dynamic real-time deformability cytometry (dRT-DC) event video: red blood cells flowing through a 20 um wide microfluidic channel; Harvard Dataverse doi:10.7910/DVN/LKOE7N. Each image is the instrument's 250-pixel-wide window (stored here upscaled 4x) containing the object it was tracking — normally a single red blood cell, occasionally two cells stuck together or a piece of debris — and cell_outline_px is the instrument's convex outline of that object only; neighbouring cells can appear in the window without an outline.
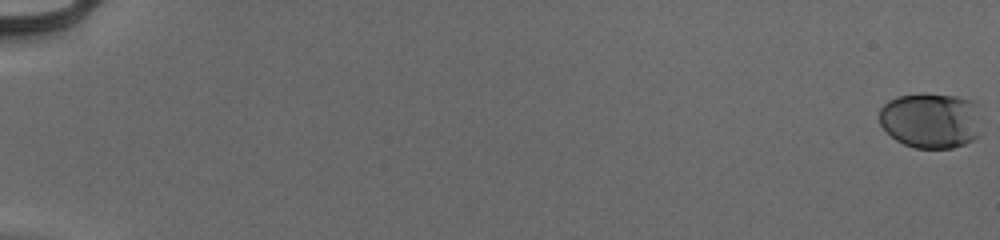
{"species": "human", "species_latin": "Homo sapiens", "temperature_condition": "cold", "stored_images_in_passage": 56, "camera_frame_rate_fps": 3000, "um_per_image_px": 0.085, "donor": {"sex": "male"}, "frame": {"image": 1, "passage_image": 1, "time_ms": 0.0, "image_size_px": [1000, 240], "cell_outline_px": [[980, 136], [964, 144], [952, 148], [916, 148], [904, 144], [896, 140], [880, 124], [880, 108], [888, 100], [900, 96], [920, 92], [924, 92], [956, 96], [972, 100], [976, 104]], "centroid_in_image_um": [79.11, 10.22], "position_along_channel_um": 5.9, "area_um2": 33.23}}
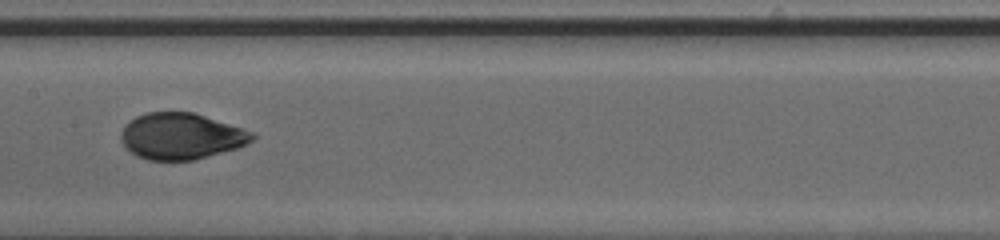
{"frame": {"image": 2, "passage_image": 32, "time_ms": 10.333, "image_size_px": [1000, 240], "cell_outline_px": [[256, 136], [248, 144], [236, 148], [192, 160], [148, 160], [136, 156], [120, 140], [120, 132], [124, 124], [136, 116], [144, 112], [192, 112], [244, 128], [252, 132]], "centroid_in_image_um": [15.37, 11.56], "position_along_channel_um": 192.0, "area_um2": 35.37}}
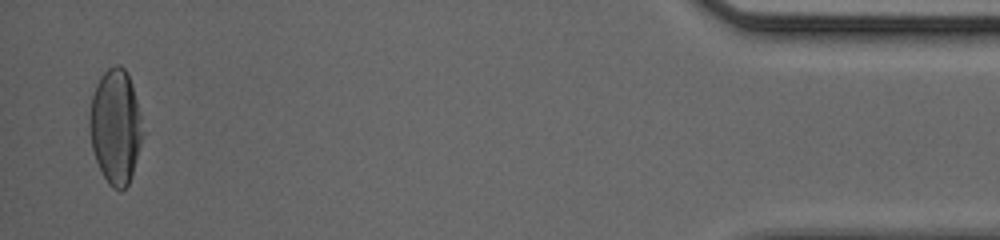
{"frame": {"image": 3, "passage_image": 55, "time_ms": 18.0, "image_size_px": [1000, 240], "cell_outline_px": [[144, 132], [132, 172], [128, 184], [120, 192], [112, 188], [108, 184], [96, 160], [92, 148], [88, 124], [88, 120], [92, 96], [96, 84], [100, 76], [108, 68], [116, 64], [120, 64], [124, 68], [132, 84], [140, 112]], "centroid_in_image_um": [9.81, 10.74], "position_along_channel_um": 425.4, "area_um2": 35.49}, "authors_computed_cell_mechanics": {"area_um2": 34.7956, "velocity_mm_per_s": 3.9685, "shape_relaxation_time_tau1_ms": 4.2031, "shape_relaxation_time_tau2_ms": 0.6856, "deformation_change_tau1": 0.1754, "deformation_change_tau2": 0.0411}}